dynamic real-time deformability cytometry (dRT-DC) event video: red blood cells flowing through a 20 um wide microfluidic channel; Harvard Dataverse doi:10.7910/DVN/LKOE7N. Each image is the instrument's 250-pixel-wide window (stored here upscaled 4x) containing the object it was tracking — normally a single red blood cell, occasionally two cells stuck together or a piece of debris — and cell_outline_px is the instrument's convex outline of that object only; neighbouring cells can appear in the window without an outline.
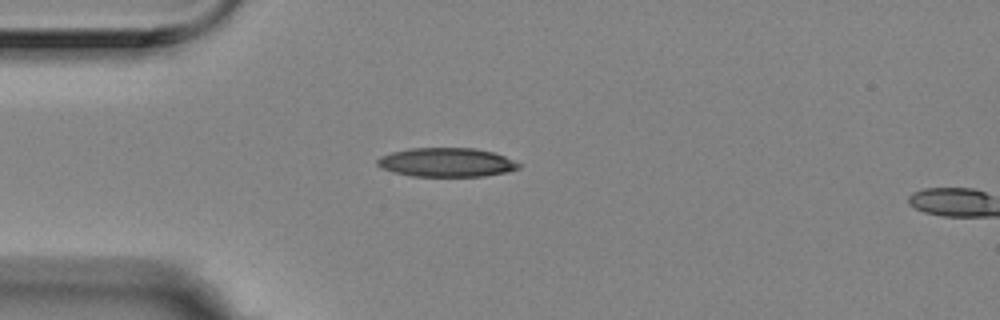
{"species": "Egyptian fruit bat (a non-hibernating species)", "species_latin": "Rousettus aegyptiacus", "temperature_condition": "room temperature", "stored_images_in_passage": 4, "camera_frame_rate_fps": 3000, "um_per_image_px": 0.085, "animal": {"sex": "female"}, "frame": {"image": 1, "passage_image": 3, "time_ms": 0.667, "image_size_px": [1000, 320], "cell_outline_px": [[520, 168], [508, 172], [484, 176], [412, 176], [392, 172], [380, 168], [376, 164], [376, 160], [380, 156], [392, 152], [412, 148], [476, 148], [492, 152], [504, 156], [520, 164]], "centroid_in_image_um": [37.92, 13.8], "position_along_channel_um": 47.1, "area_um2": 23.93}}